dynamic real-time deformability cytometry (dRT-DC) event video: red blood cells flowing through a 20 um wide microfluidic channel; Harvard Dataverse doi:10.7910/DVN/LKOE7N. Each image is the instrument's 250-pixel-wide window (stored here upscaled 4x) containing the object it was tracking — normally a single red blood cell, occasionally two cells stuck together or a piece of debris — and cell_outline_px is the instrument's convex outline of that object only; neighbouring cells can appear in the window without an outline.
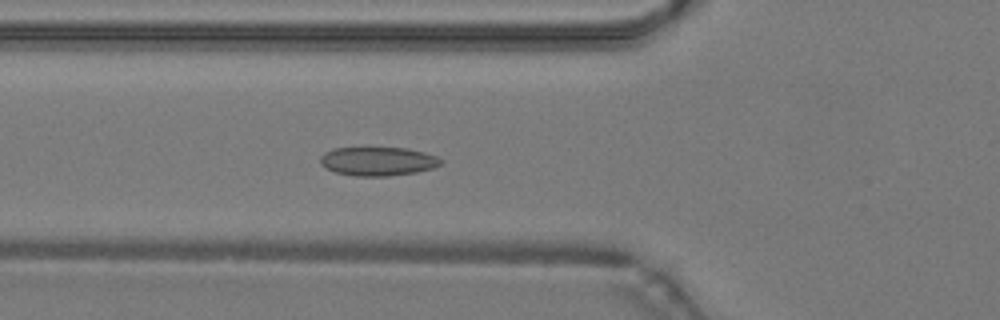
{"species": "common noctule bat (a hibernating species)", "species_latin": "Nyctalus noctula", "temperature_condition": "warm", "stored_images_in_passage": 48, "camera_frame_rate_fps": 3000, "um_per_image_px": 0.085, "animal": {"sex": "male", "body_mass_g": 19.2, "forearm_length_mm": 51.8}, "frame": {"image": 1, "passage_image": 17, "time_ms": 5.333, "image_size_px": [1000, 320], "cell_outline_px": [[444, 160], [440, 164], [432, 168], [416, 172], [388, 176], [356, 176], [336, 172], [320, 164], [320, 156], [324, 152], [332, 148], [408, 148], [424, 152], [436, 156]], "centroid_in_image_um": [32.12, 13.7], "position_along_channel_um": 93.7, "area_um2": 20.17}}
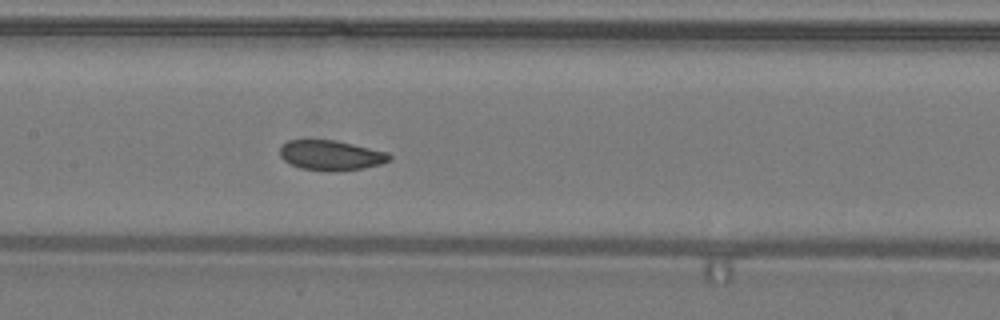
{"frame": {"image": 2, "passage_image": 23, "time_ms": 7.333, "image_size_px": [1000, 320], "cell_outline_px": [[392, 160], [380, 164], [364, 168], [328, 172], [300, 168], [284, 160], [280, 156], [280, 148], [288, 140], [332, 140], [352, 144], [388, 152], [392, 156]], "centroid_in_image_um": [28.15, 13.21], "position_along_channel_um": 179.3, "area_um2": 19.07}}
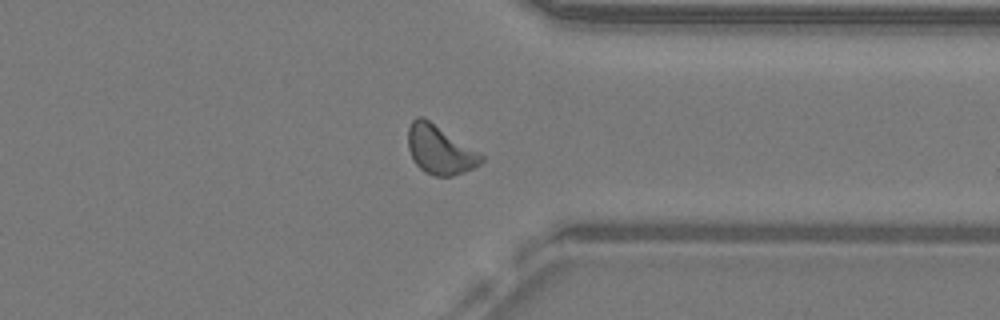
{"frame": {"image": 3, "passage_image": 37, "time_ms": 12.0, "image_size_px": [1000, 320], "cell_outline_px": [[484, 160], [480, 164], [464, 172], [452, 176], [436, 176], [424, 172], [412, 160], [408, 148], [408, 128], [412, 120], [416, 116], [424, 116], [484, 156]], "centroid_in_image_um": [37.35, 12.72], "position_along_channel_um": 374.0, "area_um2": 20.81}, "authors_computed_cell_mechanics": {"area_um2": 19.9699, "velocity_mm_per_s": 4.2472, "shape_relaxation_time_tau1_ms": 4.7108, "shape_relaxation_time_tau2_ms": 2.8461, "deformation_change_tau1": 0.1033, "deformation_change_tau2": 0.0743}}